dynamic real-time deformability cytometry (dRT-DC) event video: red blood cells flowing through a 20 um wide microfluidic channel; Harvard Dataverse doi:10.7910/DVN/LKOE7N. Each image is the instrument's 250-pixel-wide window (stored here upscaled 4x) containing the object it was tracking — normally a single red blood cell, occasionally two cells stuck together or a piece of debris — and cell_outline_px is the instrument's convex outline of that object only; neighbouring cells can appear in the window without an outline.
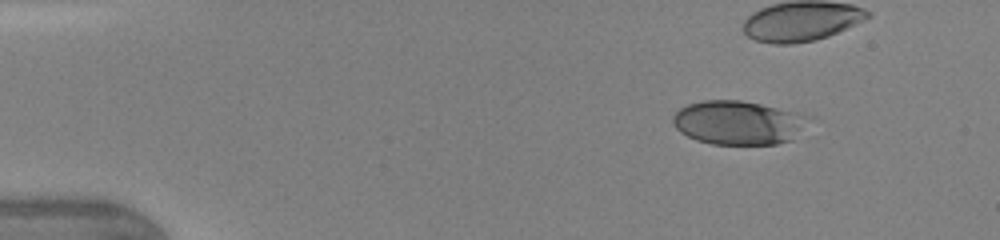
{"species": "human", "species_latin": "Homo sapiens", "temperature_condition": "warm", "stored_images_in_passage": 37, "camera_frame_rate_fps": 3000, "um_per_image_px": 0.085, "donor": {"sex": "female"}, "frame": {"image": 1, "passage_image": 6, "time_ms": 1.667, "image_size_px": [1000, 240], "cell_outline_px": [[816, 116], [792, 140], [776, 144], [712, 144], [696, 140], [680, 132], [676, 128], [672, 120], [672, 116], [680, 108], [688, 104], [704, 100], [740, 100], [804, 112]], "centroid_in_image_um": [62.85, 10.41], "position_along_channel_um": 22.1, "area_um2": 35.37}}